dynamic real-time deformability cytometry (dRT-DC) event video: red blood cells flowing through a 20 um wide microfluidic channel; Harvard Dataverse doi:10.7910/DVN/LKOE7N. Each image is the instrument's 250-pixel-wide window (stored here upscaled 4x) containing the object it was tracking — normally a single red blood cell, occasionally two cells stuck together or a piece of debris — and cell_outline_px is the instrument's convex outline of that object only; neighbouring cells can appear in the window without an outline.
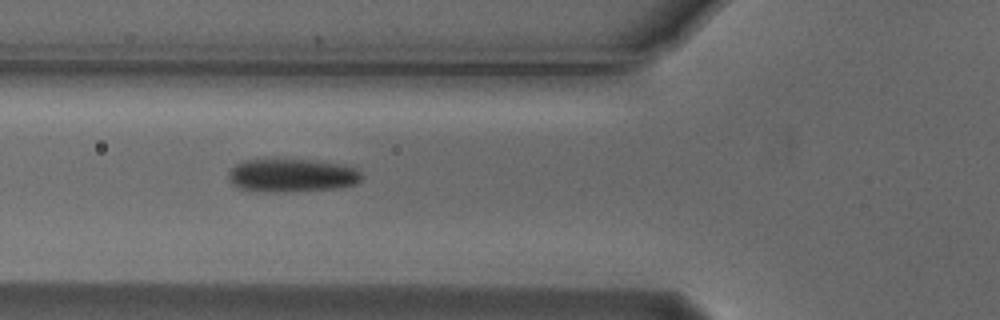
{"species": "Egyptian fruit bat (a non-hibernating species)", "species_latin": "Rousettus aegyptiacus", "temperature_condition": "cold", "stored_images_in_passage": 10, "camera_frame_rate_fps": 3000, "um_per_image_px": 0.085, "animal": {"sex": "male"}, "frame": {"image": 1, "passage_image": 5, "time_ms": 1.333, "image_size_px": [1000, 320], "cell_outline_px": [[364, 176], [356, 184], [332, 188], [240, 188], [232, 184], [228, 180], [228, 172], [236, 164], [244, 160], [308, 160], [336, 164], [356, 168]], "centroid_in_image_um": [24.82, 14.84], "position_along_channel_um": 101.0, "area_um2": 23.87}}
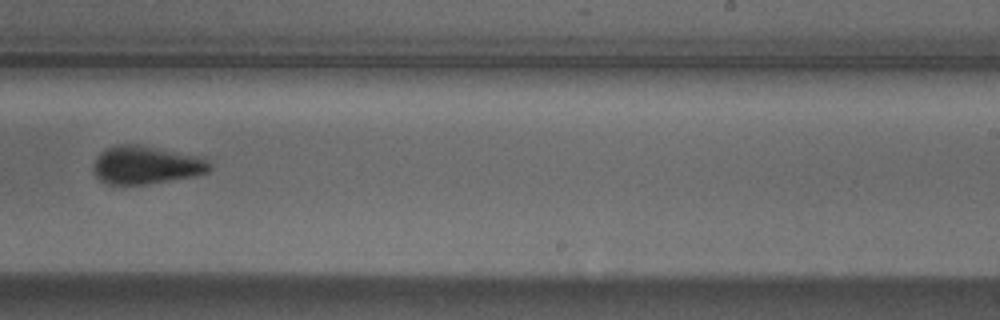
{"frame": {"image": 2, "passage_image": 9, "time_ms": 2.667, "image_size_px": [1000, 320], "cell_outline_px": [[212, 168], [208, 172], [196, 176], [148, 184], [108, 184], [100, 180], [92, 172], [92, 168], [100, 152], [104, 148], [116, 144], [132, 144], [204, 156], [212, 164]], "centroid_in_image_um": [12.45, 14.02], "position_along_channel_um": 276.6, "area_um2": 26.13}}
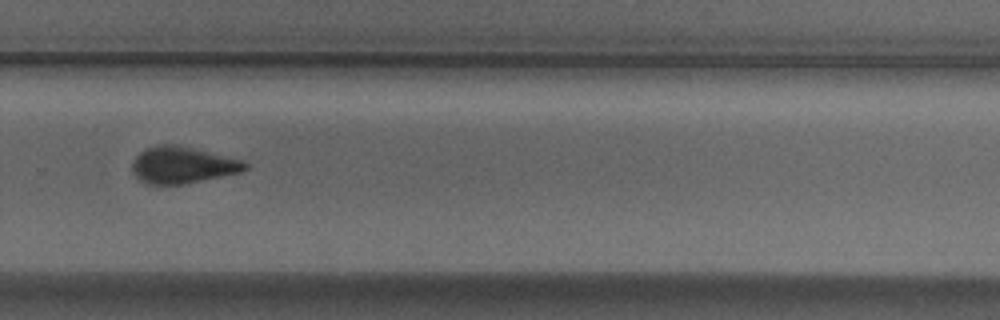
{"frame": {"image": 3, "passage_image": 10, "time_ms": 3.0, "image_size_px": [1000, 320], "cell_outline_px": [[248, 168], [244, 172], [184, 184], [148, 184], [140, 180], [132, 172], [132, 164], [136, 156], [140, 152], [148, 148], [160, 144], [172, 144], [244, 160], [248, 164]], "centroid_in_image_um": [15.55, 14.04], "position_along_channel_um": 314.3, "area_um2": 23.99}}